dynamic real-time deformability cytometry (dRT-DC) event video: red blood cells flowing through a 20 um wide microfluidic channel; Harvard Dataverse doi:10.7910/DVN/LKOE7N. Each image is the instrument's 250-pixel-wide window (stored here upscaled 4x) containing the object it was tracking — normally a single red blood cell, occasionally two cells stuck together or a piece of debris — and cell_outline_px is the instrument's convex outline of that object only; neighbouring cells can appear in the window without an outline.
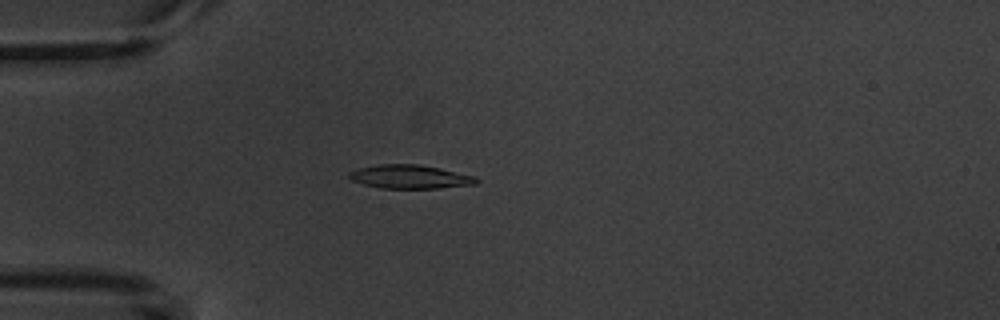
{"species": "common noctule bat (a hibernating species)", "species_latin": "Nyctalus noctula", "temperature_condition": "warm", "stored_images_in_passage": 5, "camera_frame_rate_fps": 3000, "um_per_image_px": 0.085, "animal": {"sex": "male", "body_mass_g": 20.1, "forearm_length_mm": 53.5}, "frame": {"image": 1, "passage_image": 4, "time_ms": 4.333, "image_size_px": [1000, 320], "cell_outline_px": [[480, 180], [476, 184], [440, 188], [380, 188], [364, 184], [352, 180], [348, 176], [348, 172], [356, 168], [376, 164], [420, 164], [440, 168], [476, 176]], "centroid_in_image_um": [34.85, 15.01], "position_along_channel_um": 50.2, "area_um2": 17.74}}